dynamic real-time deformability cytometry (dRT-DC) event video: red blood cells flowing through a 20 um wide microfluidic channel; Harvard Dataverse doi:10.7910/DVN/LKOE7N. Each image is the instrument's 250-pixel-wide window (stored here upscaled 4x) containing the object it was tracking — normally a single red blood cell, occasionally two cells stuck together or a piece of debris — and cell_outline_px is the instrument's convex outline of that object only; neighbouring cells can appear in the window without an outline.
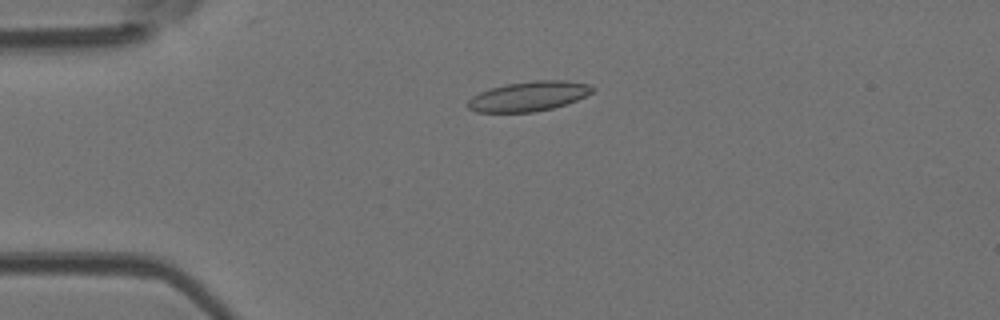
{"species": "Egyptian fruit bat (a non-hibernating species)", "species_latin": "Rousettus aegyptiacus", "temperature_condition": "room temperature", "stored_images_in_passage": 3, "camera_frame_rate_fps": 3000, "um_per_image_px": 0.085, "animal": {"sex": "female"}, "frame": {"image": 1, "passage_image": 2, "time_ms": 0.333, "image_size_px": [1000, 320], "cell_outline_px": [[596, 88], [592, 92], [576, 100], [552, 108], [532, 112], [476, 112], [468, 108], [468, 100], [472, 96], [480, 92], [492, 88], [508, 84], [536, 80], [564, 80], [592, 84]], "centroid_in_image_um": [44.96, 8.17], "position_along_channel_um": 40.0, "area_um2": 21.44}}